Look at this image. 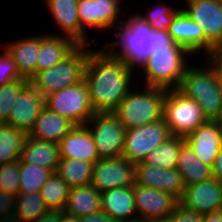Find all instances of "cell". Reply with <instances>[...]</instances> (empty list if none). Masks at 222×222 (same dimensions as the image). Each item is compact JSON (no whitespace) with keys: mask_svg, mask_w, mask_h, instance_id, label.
<instances>
[{"mask_svg":"<svg viewBox=\"0 0 222 222\" xmlns=\"http://www.w3.org/2000/svg\"><path fill=\"white\" fill-rule=\"evenodd\" d=\"M137 218L156 222L169 218L180 201L173 195L150 187L133 184Z\"/></svg>","mask_w":222,"mask_h":222,"instance_id":"14","label":"cell"},{"mask_svg":"<svg viewBox=\"0 0 222 222\" xmlns=\"http://www.w3.org/2000/svg\"><path fill=\"white\" fill-rule=\"evenodd\" d=\"M60 159H78L95 164L100 158L89 129L75 126L59 142Z\"/></svg>","mask_w":222,"mask_h":222,"instance_id":"20","label":"cell"},{"mask_svg":"<svg viewBox=\"0 0 222 222\" xmlns=\"http://www.w3.org/2000/svg\"><path fill=\"white\" fill-rule=\"evenodd\" d=\"M59 161V143L26 136L19 162L34 163L56 172Z\"/></svg>","mask_w":222,"mask_h":222,"instance_id":"25","label":"cell"},{"mask_svg":"<svg viewBox=\"0 0 222 222\" xmlns=\"http://www.w3.org/2000/svg\"><path fill=\"white\" fill-rule=\"evenodd\" d=\"M175 222H203V215L189 210L179 203L170 216Z\"/></svg>","mask_w":222,"mask_h":222,"instance_id":"40","label":"cell"},{"mask_svg":"<svg viewBox=\"0 0 222 222\" xmlns=\"http://www.w3.org/2000/svg\"><path fill=\"white\" fill-rule=\"evenodd\" d=\"M75 126L69 119L44 106L28 136L38 140L59 143L62 137L69 133Z\"/></svg>","mask_w":222,"mask_h":222,"instance_id":"24","label":"cell"},{"mask_svg":"<svg viewBox=\"0 0 222 222\" xmlns=\"http://www.w3.org/2000/svg\"><path fill=\"white\" fill-rule=\"evenodd\" d=\"M69 192L70 187L68 184L57 174V172H53L40 189L39 194L42 196V199L45 201L49 209L64 210Z\"/></svg>","mask_w":222,"mask_h":222,"instance_id":"33","label":"cell"},{"mask_svg":"<svg viewBox=\"0 0 222 222\" xmlns=\"http://www.w3.org/2000/svg\"><path fill=\"white\" fill-rule=\"evenodd\" d=\"M80 222H116L111 216L103 210L82 216L79 218Z\"/></svg>","mask_w":222,"mask_h":222,"instance_id":"43","label":"cell"},{"mask_svg":"<svg viewBox=\"0 0 222 222\" xmlns=\"http://www.w3.org/2000/svg\"><path fill=\"white\" fill-rule=\"evenodd\" d=\"M78 44L68 36L58 33L39 34V51L36 62V73L55 66L69 55Z\"/></svg>","mask_w":222,"mask_h":222,"instance_id":"21","label":"cell"},{"mask_svg":"<svg viewBox=\"0 0 222 222\" xmlns=\"http://www.w3.org/2000/svg\"><path fill=\"white\" fill-rule=\"evenodd\" d=\"M61 222H80V220L78 217L69 215L63 211L61 216Z\"/></svg>","mask_w":222,"mask_h":222,"instance_id":"47","label":"cell"},{"mask_svg":"<svg viewBox=\"0 0 222 222\" xmlns=\"http://www.w3.org/2000/svg\"><path fill=\"white\" fill-rule=\"evenodd\" d=\"M183 1L182 11L204 31L205 58L212 57L222 45V0Z\"/></svg>","mask_w":222,"mask_h":222,"instance_id":"9","label":"cell"},{"mask_svg":"<svg viewBox=\"0 0 222 222\" xmlns=\"http://www.w3.org/2000/svg\"><path fill=\"white\" fill-rule=\"evenodd\" d=\"M3 47L16 64L19 74L30 80L36 74L39 34L6 42Z\"/></svg>","mask_w":222,"mask_h":222,"instance_id":"22","label":"cell"},{"mask_svg":"<svg viewBox=\"0 0 222 222\" xmlns=\"http://www.w3.org/2000/svg\"><path fill=\"white\" fill-rule=\"evenodd\" d=\"M192 57L198 59L186 49H154L136 83L138 86L143 83L144 86L177 89L187 67L193 61Z\"/></svg>","mask_w":222,"mask_h":222,"instance_id":"5","label":"cell"},{"mask_svg":"<svg viewBox=\"0 0 222 222\" xmlns=\"http://www.w3.org/2000/svg\"><path fill=\"white\" fill-rule=\"evenodd\" d=\"M93 166L78 159H60L56 172L70 188L82 187L91 184Z\"/></svg>","mask_w":222,"mask_h":222,"instance_id":"29","label":"cell"},{"mask_svg":"<svg viewBox=\"0 0 222 222\" xmlns=\"http://www.w3.org/2000/svg\"><path fill=\"white\" fill-rule=\"evenodd\" d=\"M49 210L39 193H18L14 200V215L21 222L36 221Z\"/></svg>","mask_w":222,"mask_h":222,"instance_id":"31","label":"cell"},{"mask_svg":"<svg viewBox=\"0 0 222 222\" xmlns=\"http://www.w3.org/2000/svg\"><path fill=\"white\" fill-rule=\"evenodd\" d=\"M19 160L0 165V189L16 196L20 191Z\"/></svg>","mask_w":222,"mask_h":222,"instance_id":"37","label":"cell"},{"mask_svg":"<svg viewBox=\"0 0 222 222\" xmlns=\"http://www.w3.org/2000/svg\"><path fill=\"white\" fill-rule=\"evenodd\" d=\"M101 210L116 222L136 219L133 185L101 192Z\"/></svg>","mask_w":222,"mask_h":222,"instance_id":"23","label":"cell"},{"mask_svg":"<svg viewBox=\"0 0 222 222\" xmlns=\"http://www.w3.org/2000/svg\"><path fill=\"white\" fill-rule=\"evenodd\" d=\"M185 49L176 44L168 31L153 30V49Z\"/></svg>","mask_w":222,"mask_h":222,"instance_id":"41","label":"cell"},{"mask_svg":"<svg viewBox=\"0 0 222 222\" xmlns=\"http://www.w3.org/2000/svg\"><path fill=\"white\" fill-rule=\"evenodd\" d=\"M171 135L164 119L142 127L126 129L122 157L134 164L141 162Z\"/></svg>","mask_w":222,"mask_h":222,"instance_id":"11","label":"cell"},{"mask_svg":"<svg viewBox=\"0 0 222 222\" xmlns=\"http://www.w3.org/2000/svg\"><path fill=\"white\" fill-rule=\"evenodd\" d=\"M203 60L200 63L203 66L197 61L187 67L177 90L195 100L208 120L216 121L222 109V85L215 58L212 56Z\"/></svg>","mask_w":222,"mask_h":222,"instance_id":"3","label":"cell"},{"mask_svg":"<svg viewBox=\"0 0 222 222\" xmlns=\"http://www.w3.org/2000/svg\"><path fill=\"white\" fill-rule=\"evenodd\" d=\"M158 190L169 193L180 201L185 192V185L180 172L176 168H159Z\"/></svg>","mask_w":222,"mask_h":222,"instance_id":"36","label":"cell"},{"mask_svg":"<svg viewBox=\"0 0 222 222\" xmlns=\"http://www.w3.org/2000/svg\"><path fill=\"white\" fill-rule=\"evenodd\" d=\"M134 183L135 164L122 156L100 158L93 166L91 184L100 193L132 186Z\"/></svg>","mask_w":222,"mask_h":222,"instance_id":"13","label":"cell"},{"mask_svg":"<svg viewBox=\"0 0 222 222\" xmlns=\"http://www.w3.org/2000/svg\"><path fill=\"white\" fill-rule=\"evenodd\" d=\"M19 193H39L42 186L53 174L49 168L31 164L26 162H19Z\"/></svg>","mask_w":222,"mask_h":222,"instance_id":"32","label":"cell"},{"mask_svg":"<svg viewBox=\"0 0 222 222\" xmlns=\"http://www.w3.org/2000/svg\"><path fill=\"white\" fill-rule=\"evenodd\" d=\"M0 222H21L15 215L0 219Z\"/></svg>","mask_w":222,"mask_h":222,"instance_id":"49","label":"cell"},{"mask_svg":"<svg viewBox=\"0 0 222 222\" xmlns=\"http://www.w3.org/2000/svg\"><path fill=\"white\" fill-rule=\"evenodd\" d=\"M213 57L222 65V45L216 49Z\"/></svg>","mask_w":222,"mask_h":222,"instance_id":"48","label":"cell"},{"mask_svg":"<svg viewBox=\"0 0 222 222\" xmlns=\"http://www.w3.org/2000/svg\"><path fill=\"white\" fill-rule=\"evenodd\" d=\"M15 196L0 189V219L14 215Z\"/></svg>","mask_w":222,"mask_h":222,"instance_id":"42","label":"cell"},{"mask_svg":"<svg viewBox=\"0 0 222 222\" xmlns=\"http://www.w3.org/2000/svg\"><path fill=\"white\" fill-rule=\"evenodd\" d=\"M222 126V109L219 118L216 120Z\"/></svg>","mask_w":222,"mask_h":222,"instance_id":"53","label":"cell"},{"mask_svg":"<svg viewBox=\"0 0 222 222\" xmlns=\"http://www.w3.org/2000/svg\"><path fill=\"white\" fill-rule=\"evenodd\" d=\"M93 50L89 45H78L55 66L37 72L29 80L30 83L45 98L51 93L81 82L84 80L87 59Z\"/></svg>","mask_w":222,"mask_h":222,"instance_id":"6","label":"cell"},{"mask_svg":"<svg viewBox=\"0 0 222 222\" xmlns=\"http://www.w3.org/2000/svg\"><path fill=\"white\" fill-rule=\"evenodd\" d=\"M168 33L172 40L188 50L194 57L205 58V34L203 29L189 18L182 9L173 18Z\"/></svg>","mask_w":222,"mask_h":222,"instance_id":"19","label":"cell"},{"mask_svg":"<svg viewBox=\"0 0 222 222\" xmlns=\"http://www.w3.org/2000/svg\"><path fill=\"white\" fill-rule=\"evenodd\" d=\"M23 78L16 67L11 56L6 50L1 51L0 54V86L9 83L13 80Z\"/></svg>","mask_w":222,"mask_h":222,"instance_id":"39","label":"cell"},{"mask_svg":"<svg viewBox=\"0 0 222 222\" xmlns=\"http://www.w3.org/2000/svg\"><path fill=\"white\" fill-rule=\"evenodd\" d=\"M166 92L164 88L135 85L112 113L126 129L160 121L163 119Z\"/></svg>","mask_w":222,"mask_h":222,"instance_id":"4","label":"cell"},{"mask_svg":"<svg viewBox=\"0 0 222 222\" xmlns=\"http://www.w3.org/2000/svg\"><path fill=\"white\" fill-rule=\"evenodd\" d=\"M185 143V137L171 135L151 151L143 162L160 169H174L180 150Z\"/></svg>","mask_w":222,"mask_h":222,"instance_id":"28","label":"cell"},{"mask_svg":"<svg viewBox=\"0 0 222 222\" xmlns=\"http://www.w3.org/2000/svg\"><path fill=\"white\" fill-rule=\"evenodd\" d=\"M101 210V193L92 185L70 188L64 212L78 218Z\"/></svg>","mask_w":222,"mask_h":222,"instance_id":"26","label":"cell"},{"mask_svg":"<svg viewBox=\"0 0 222 222\" xmlns=\"http://www.w3.org/2000/svg\"><path fill=\"white\" fill-rule=\"evenodd\" d=\"M180 203L202 215L222 211V183L211 178L188 185Z\"/></svg>","mask_w":222,"mask_h":222,"instance_id":"17","label":"cell"},{"mask_svg":"<svg viewBox=\"0 0 222 222\" xmlns=\"http://www.w3.org/2000/svg\"><path fill=\"white\" fill-rule=\"evenodd\" d=\"M85 126L93 137L99 158L123 155L126 128L112 112L95 113Z\"/></svg>","mask_w":222,"mask_h":222,"instance_id":"10","label":"cell"},{"mask_svg":"<svg viewBox=\"0 0 222 222\" xmlns=\"http://www.w3.org/2000/svg\"><path fill=\"white\" fill-rule=\"evenodd\" d=\"M175 168L182 175L185 187L213 178L212 167L201 162L187 143L180 150Z\"/></svg>","mask_w":222,"mask_h":222,"instance_id":"27","label":"cell"},{"mask_svg":"<svg viewBox=\"0 0 222 222\" xmlns=\"http://www.w3.org/2000/svg\"><path fill=\"white\" fill-rule=\"evenodd\" d=\"M44 106L69 119L76 126L85 125L96 113L91 106L85 80L49 94L44 98Z\"/></svg>","mask_w":222,"mask_h":222,"instance_id":"8","label":"cell"},{"mask_svg":"<svg viewBox=\"0 0 222 222\" xmlns=\"http://www.w3.org/2000/svg\"><path fill=\"white\" fill-rule=\"evenodd\" d=\"M163 119L170 133L181 137L188 136L208 121L200 105L177 89H168L166 92Z\"/></svg>","mask_w":222,"mask_h":222,"instance_id":"7","label":"cell"},{"mask_svg":"<svg viewBox=\"0 0 222 222\" xmlns=\"http://www.w3.org/2000/svg\"><path fill=\"white\" fill-rule=\"evenodd\" d=\"M125 0H78V15L80 28L88 33L86 29L96 32H110L113 27L124 18L125 9L121 4ZM119 20V21H118ZM109 29V30H108Z\"/></svg>","mask_w":222,"mask_h":222,"instance_id":"12","label":"cell"},{"mask_svg":"<svg viewBox=\"0 0 222 222\" xmlns=\"http://www.w3.org/2000/svg\"><path fill=\"white\" fill-rule=\"evenodd\" d=\"M127 11L131 10H126L125 18L113 27L117 31L112 33L118 39L105 42L101 48L109 56L121 60L134 74L136 70L138 75L146 66L153 49V29L137 10L131 15Z\"/></svg>","mask_w":222,"mask_h":222,"instance_id":"2","label":"cell"},{"mask_svg":"<svg viewBox=\"0 0 222 222\" xmlns=\"http://www.w3.org/2000/svg\"><path fill=\"white\" fill-rule=\"evenodd\" d=\"M185 141L201 162L212 167L222 148V126L208 120L186 136Z\"/></svg>","mask_w":222,"mask_h":222,"instance_id":"18","label":"cell"},{"mask_svg":"<svg viewBox=\"0 0 222 222\" xmlns=\"http://www.w3.org/2000/svg\"><path fill=\"white\" fill-rule=\"evenodd\" d=\"M30 81L25 78L0 86V123H6L16 98Z\"/></svg>","mask_w":222,"mask_h":222,"instance_id":"35","label":"cell"},{"mask_svg":"<svg viewBox=\"0 0 222 222\" xmlns=\"http://www.w3.org/2000/svg\"><path fill=\"white\" fill-rule=\"evenodd\" d=\"M49 14L61 31L60 35L68 36L78 45L92 46L97 38L89 39V33L80 28L78 0H43Z\"/></svg>","mask_w":222,"mask_h":222,"instance_id":"15","label":"cell"},{"mask_svg":"<svg viewBox=\"0 0 222 222\" xmlns=\"http://www.w3.org/2000/svg\"><path fill=\"white\" fill-rule=\"evenodd\" d=\"M134 76L121 60L109 56L100 47L95 48L89 54L84 74L94 111L113 112L135 86Z\"/></svg>","mask_w":222,"mask_h":222,"instance_id":"1","label":"cell"},{"mask_svg":"<svg viewBox=\"0 0 222 222\" xmlns=\"http://www.w3.org/2000/svg\"><path fill=\"white\" fill-rule=\"evenodd\" d=\"M63 210L49 209L33 222H61Z\"/></svg>","mask_w":222,"mask_h":222,"instance_id":"44","label":"cell"},{"mask_svg":"<svg viewBox=\"0 0 222 222\" xmlns=\"http://www.w3.org/2000/svg\"><path fill=\"white\" fill-rule=\"evenodd\" d=\"M43 107L44 97L29 82L16 98L6 123L29 135Z\"/></svg>","mask_w":222,"mask_h":222,"instance_id":"16","label":"cell"},{"mask_svg":"<svg viewBox=\"0 0 222 222\" xmlns=\"http://www.w3.org/2000/svg\"><path fill=\"white\" fill-rule=\"evenodd\" d=\"M156 222H175V221H173V219L171 217H169V218H164L162 220H158Z\"/></svg>","mask_w":222,"mask_h":222,"instance_id":"51","label":"cell"},{"mask_svg":"<svg viewBox=\"0 0 222 222\" xmlns=\"http://www.w3.org/2000/svg\"><path fill=\"white\" fill-rule=\"evenodd\" d=\"M215 66L217 67V71L222 85V65L216 59H215Z\"/></svg>","mask_w":222,"mask_h":222,"instance_id":"50","label":"cell"},{"mask_svg":"<svg viewBox=\"0 0 222 222\" xmlns=\"http://www.w3.org/2000/svg\"><path fill=\"white\" fill-rule=\"evenodd\" d=\"M213 178L222 183V148L219 150L212 166Z\"/></svg>","mask_w":222,"mask_h":222,"instance_id":"45","label":"cell"},{"mask_svg":"<svg viewBox=\"0 0 222 222\" xmlns=\"http://www.w3.org/2000/svg\"><path fill=\"white\" fill-rule=\"evenodd\" d=\"M159 168L149 166L143 161L135 163V183L158 190Z\"/></svg>","mask_w":222,"mask_h":222,"instance_id":"38","label":"cell"},{"mask_svg":"<svg viewBox=\"0 0 222 222\" xmlns=\"http://www.w3.org/2000/svg\"><path fill=\"white\" fill-rule=\"evenodd\" d=\"M26 136L7 123H0V165L20 159Z\"/></svg>","mask_w":222,"mask_h":222,"instance_id":"30","label":"cell"},{"mask_svg":"<svg viewBox=\"0 0 222 222\" xmlns=\"http://www.w3.org/2000/svg\"><path fill=\"white\" fill-rule=\"evenodd\" d=\"M203 222H222V211L204 214Z\"/></svg>","mask_w":222,"mask_h":222,"instance_id":"46","label":"cell"},{"mask_svg":"<svg viewBox=\"0 0 222 222\" xmlns=\"http://www.w3.org/2000/svg\"><path fill=\"white\" fill-rule=\"evenodd\" d=\"M145 9L143 8V12L146 11L145 14L139 10L137 12L153 30L168 31L173 18L181 10V6L166 5L163 1L154 6L152 4L148 9L145 7Z\"/></svg>","mask_w":222,"mask_h":222,"instance_id":"34","label":"cell"},{"mask_svg":"<svg viewBox=\"0 0 222 222\" xmlns=\"http://www.w3.org/2000/svg\"><path fill=\"white\" fill-rule=\"evenodd\" d=\"M126 222H147V221H144L143 219H140V218H136V219L129 220V221H126Z\"/></svg>","mask_w":222,"mask_h":222,"instance_id":"52","label":"cell"}]
</instances>
